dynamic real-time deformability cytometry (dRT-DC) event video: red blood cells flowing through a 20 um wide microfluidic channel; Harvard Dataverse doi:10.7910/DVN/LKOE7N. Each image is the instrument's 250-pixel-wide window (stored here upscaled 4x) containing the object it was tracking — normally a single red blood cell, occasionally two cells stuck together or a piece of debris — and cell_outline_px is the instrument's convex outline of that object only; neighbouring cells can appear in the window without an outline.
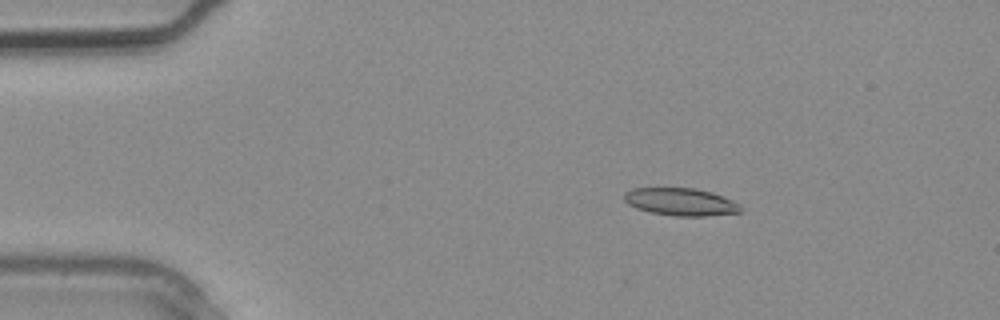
{"species": "common noctule bat (a hibernating species)", "species_latin": "Nyctalus noctula", "temperature_condition": "warm", "stored_images_in_passage": 3, "camera_frame_rate_fps": 3000, "um_per_image_px": 0.085, "animal": {"sex": "male", "body_mass_g": 20.4}, "frame": {"image": 1, "passage_image": 1, "time_ms": 0.0, "image_size_px": [1000, 320], "cell_outline_px": [[744, 212], [704, 216], [676, 216], [652, 212], [636, 208], [628, 204], [624, 200], [624, 192], [632, 188], [696, 188], [712, 192], [732, 200], [740, 204], [744, 208]], "centroid_in_image_um": [57.9, 17.15], "position_along_channel_um": 27.1, "area_um2": 18.84}}